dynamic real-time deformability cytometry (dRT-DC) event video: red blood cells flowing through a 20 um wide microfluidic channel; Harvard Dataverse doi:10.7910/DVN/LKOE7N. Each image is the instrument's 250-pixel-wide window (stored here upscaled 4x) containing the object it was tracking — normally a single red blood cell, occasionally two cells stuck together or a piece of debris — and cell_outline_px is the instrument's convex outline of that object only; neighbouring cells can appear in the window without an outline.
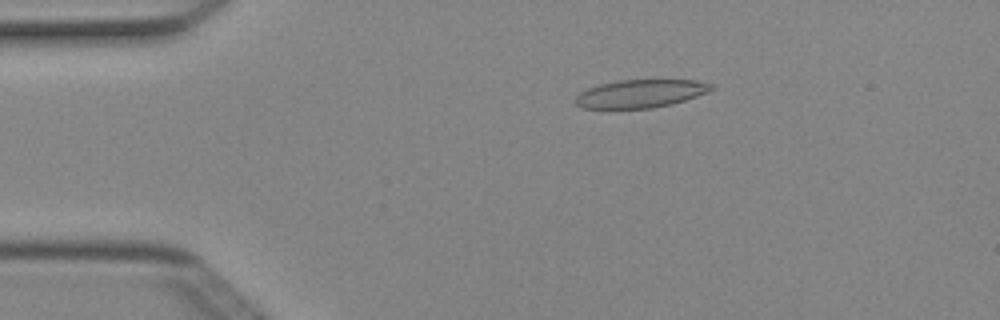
{"species": "Egyptian fruit bat (a non-hibernating species)", "species_latin": "Rousettus aegyptiacus", "temperature_condition": "cold", "stored_images_in_passage": 5, "camera_frame_rate_fps": 3000, "um_per_image_px": 0.085, "animal": {"sex": "female"}, "frame": {"image": 1, "passage_image": 3, "time_ms": 0.667, "image_size_px": [1000, 320], "cell_outline_px": [[716, 88], [708, 92], [672, 104], [652, 108], [584, 108], [576, 104], [576, 96], [580, 92], [588, 88], [600, 84], [620, 80], [696, 80], [712, 84]], "centroid_in_image_um": [54.47, 7.95], "position_along_channel_um": 30.5, "area_um2": 22.08}}
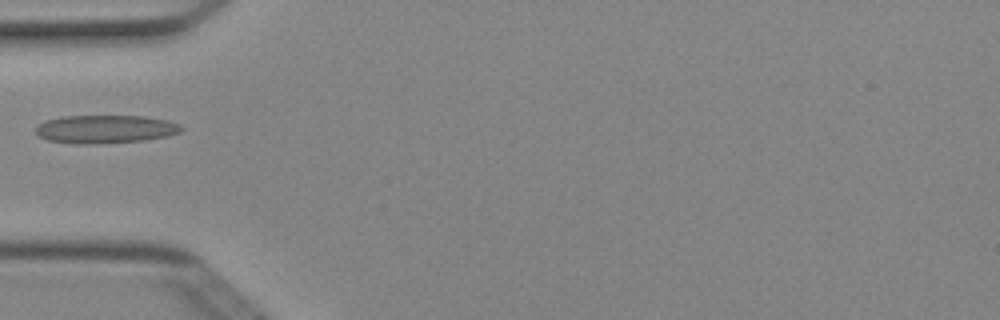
{"frame": {"image": 2, "passage_image": 5, "time_ms": 1.333, "image_size_px": [1000, 320], "cell_outline_px": [[184, 128], [180, 132], [168, 136], [144, 140], [100, 144], [76, 144], [48, 140], [40, 136], [36, 132], [36, 124], [44, 120], [64, 116], [144, 116], [168, 120], [180, 124]], "centroid_in_image_um": [8.96, 10.97], "position_along_channel_um": 76.0, "area_um2": 24.16}}